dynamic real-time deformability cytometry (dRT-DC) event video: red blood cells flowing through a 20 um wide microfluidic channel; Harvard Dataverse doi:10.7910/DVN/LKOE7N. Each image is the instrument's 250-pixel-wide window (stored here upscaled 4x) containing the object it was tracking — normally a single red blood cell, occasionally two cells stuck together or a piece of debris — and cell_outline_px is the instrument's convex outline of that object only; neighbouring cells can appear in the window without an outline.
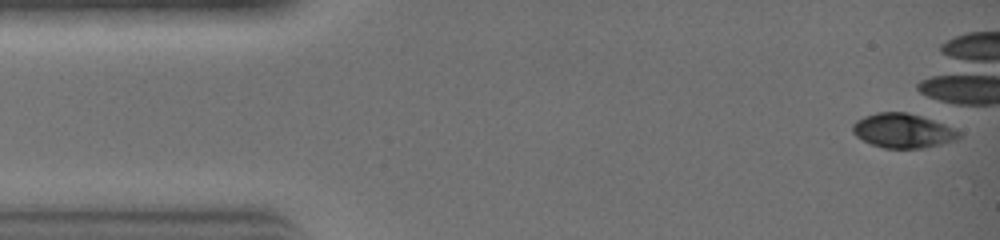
{"species": "common noctule bat (a hibernating species)", "species_latin": "Nyctalus noctula", "temperature_condition": "warm", "stored_images_in_passage": 15, "camera_frame_rate_fps": 3000, "um_per_image_px": 0.085, "animal": {"sex": "female", "body_mass_g": 19.0, "forearm_length_mm": 51.5}, "frame": {"image": 1, "passage_image": 1, "time_ms": 0.0, "image_size_px": [1000, 240], "cell_outline_px": [[960, 136], [956, 140], [924, 148], [884, 148], [872, 144], [856, 136], [852, 132], [852, 124], [856, 120], [864, 116], [876, 112], [904, 112], [920, 116], [944, 124], [960, 132]], "centroid_in_image_um": [76.71, 11.11], "position_along_channel_um": 8.3, "area_um2": 21.1}}